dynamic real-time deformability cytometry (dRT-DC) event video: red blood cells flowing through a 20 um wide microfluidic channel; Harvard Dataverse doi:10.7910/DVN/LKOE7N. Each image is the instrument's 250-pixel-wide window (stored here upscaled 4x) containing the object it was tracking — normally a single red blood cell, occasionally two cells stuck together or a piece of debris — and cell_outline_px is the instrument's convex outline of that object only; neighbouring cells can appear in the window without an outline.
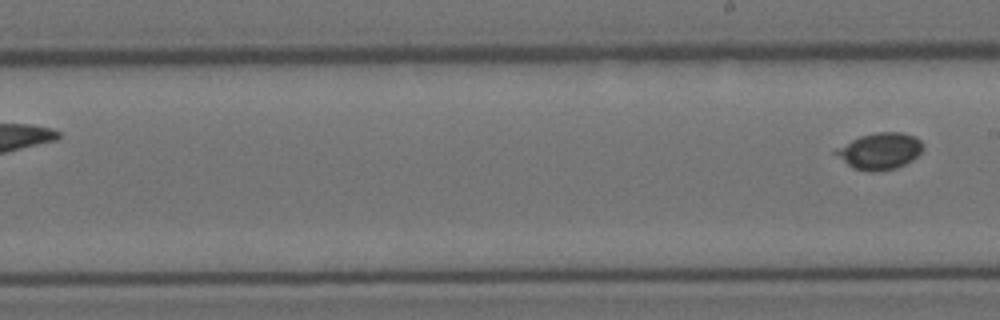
{"species": "Egyptian fruit bat (a non-hibernating species)", "species_latin": "Rousettus aegyptiacus", "temperature_condition": "room temperature", "stored_images_in_passage": 8, "segment_of_instrument_passage": [2, 2], "camera_frame_rate_fps": 3000, "um_per_image_px": 0.085, "animal": {"sex": "female"}, "frame": {"image": 1, "passage_image": 8, "time_ms": 2.333, "image_size_px": [1000, 320], "cell_outline_px": [[924, 148], [912, 160], [896, 168], [872, 172], [868, 172], [852, 168], [832, 152], [836, 148], [860, 136], [876, 132], [900, 132], [916, 136], [924, 144]], "centroid_in_image_um": [74.78, 12.84], "position_along_channel_um": 214.2, "area_um2": 18.61}}